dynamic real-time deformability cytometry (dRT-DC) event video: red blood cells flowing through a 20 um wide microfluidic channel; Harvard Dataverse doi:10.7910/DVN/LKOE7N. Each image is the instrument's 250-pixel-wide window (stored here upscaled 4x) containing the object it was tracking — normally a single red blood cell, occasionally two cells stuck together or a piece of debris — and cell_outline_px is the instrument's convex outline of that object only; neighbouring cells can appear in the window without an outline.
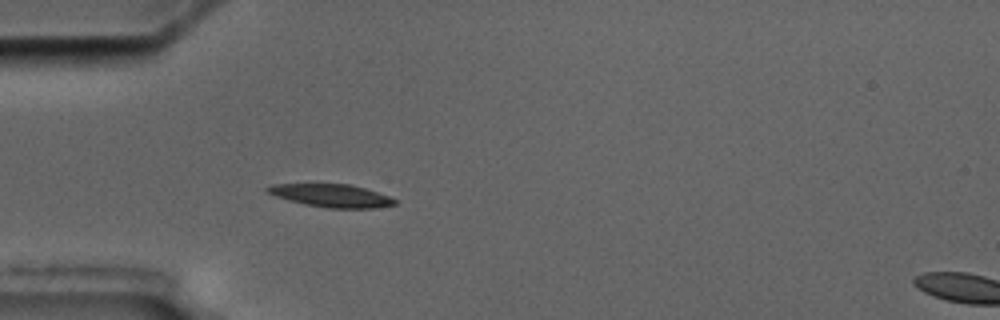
{"species": "common noctule bat (a hibernating species)", "species_latin": "Nyctalus noctula", "temperature_condition": "cold", "stored_images_in_passage": 5, "segment_of_instrument_passage": [1, 2], "camera_frame_rate_fps": 3000, "um_per_image_px": 0.085, "animal": {"sex": "male", "body_mass_g": 17.5, "forearm_length_mm": 52.3}, "frame": {"image": 1, "passage_image": 4, "time_ms": 4.667, "image_size_px": [1000, 320], "cell_outline_px": [[396, 204], [376, 208], [328, 208], [304, 204], [276, 196], [268, 192], [264, 188], [272, 184], [348, 184], [364, 188], [388, 196], [396, 200]], "centroid_in_image_um": [28.16, 16.63], "position_along_channel_um": 56.8, "area_um2": 16.76}}